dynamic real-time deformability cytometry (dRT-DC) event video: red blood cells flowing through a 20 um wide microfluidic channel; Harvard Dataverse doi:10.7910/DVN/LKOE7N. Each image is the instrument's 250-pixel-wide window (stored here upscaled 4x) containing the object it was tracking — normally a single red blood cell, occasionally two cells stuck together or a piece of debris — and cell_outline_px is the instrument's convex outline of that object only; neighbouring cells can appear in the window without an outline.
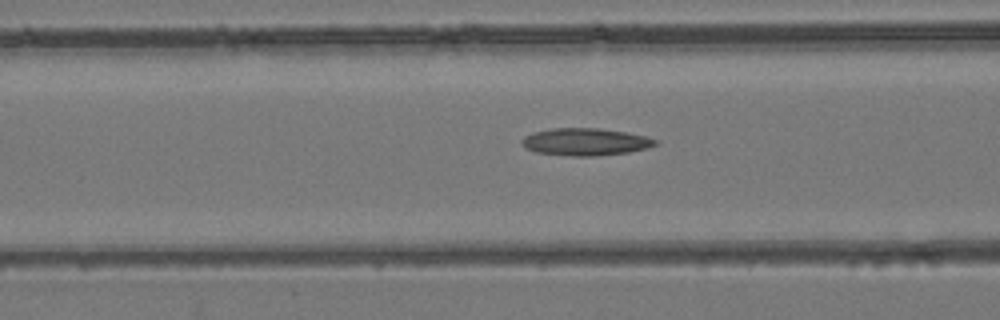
{"species": "common noctule bat (a hibernating species)", "species_latin": "Nyctalus noctula", "temperature_condition": "room temperature", "stored_images_in_passage": 32, "camera_frame_rate_fps": 3000, "um_per_image_px": 0.085, "animal": {"sex": "female", "body_mass_g": 24.6, "forearm_length_mm": 56.2}, "frame": {"image": 1, "passage_image": 8, "time_ms": 2.333, "image_size_px": [1000, 320], "cell_outline_px": [[660, 144], [648, 148], [628, 152], [596, 156], [572, 156], [536, 152], [524, 148], [520, 144], [520, 140], [524, 136], [532, 132], [552, 128], [596, 128], [624, 132], [644, 136], [656, 140]], "centroid_in_image_um": [49.71, 12.06], "position_along_channel_um": 116.9, "area_um2": 21.33}}
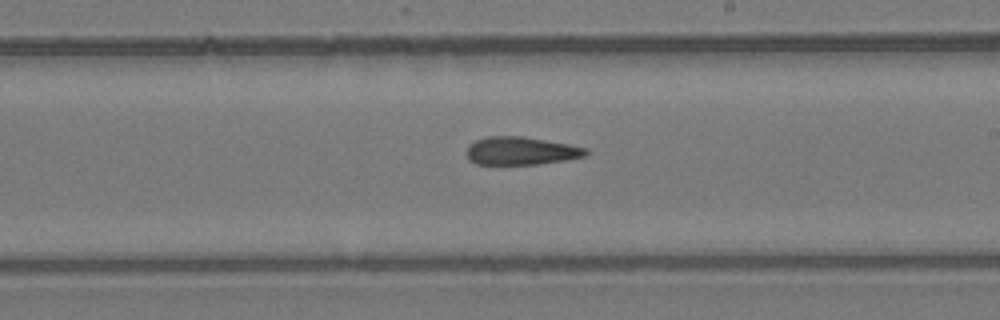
{"frame": {"image": 2, "passage_image": 17, "time_ms": 5.333, "image_size_px": [1000, 320], "cell_outline_px": [[588, 152], [584, 156], [564, 160], [536, 164], [476, 164], [468, 160], [468, 144], [476, 140], [488, 136], [524, 136], [568, 144], [588, 148]], "centroid_in_image_um": [44.27, 12.81], "position_along_channel_um": 244.7, "area_um2": 19.36}}
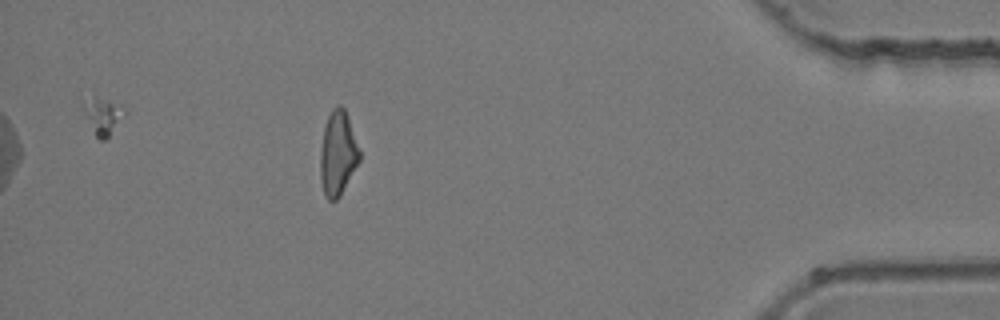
{"frame": {"image": 3, "passage_image": 32, "time_ms": 10.333, "image_size_px": [1000, 320], "cell_outline_px": [[360, 160], [340, 196], [336, 200], [328, 200], [324, 192], [320, 180], [320, 152], [324, 128], [328, 116], [332, 108], [336, 104], [340, 104], [344, 108], [360, 152]], "centroid_in_image_um": [28.7, 13.04], "position_along_channel_um": 406.5, "area_um2": 19.07}}